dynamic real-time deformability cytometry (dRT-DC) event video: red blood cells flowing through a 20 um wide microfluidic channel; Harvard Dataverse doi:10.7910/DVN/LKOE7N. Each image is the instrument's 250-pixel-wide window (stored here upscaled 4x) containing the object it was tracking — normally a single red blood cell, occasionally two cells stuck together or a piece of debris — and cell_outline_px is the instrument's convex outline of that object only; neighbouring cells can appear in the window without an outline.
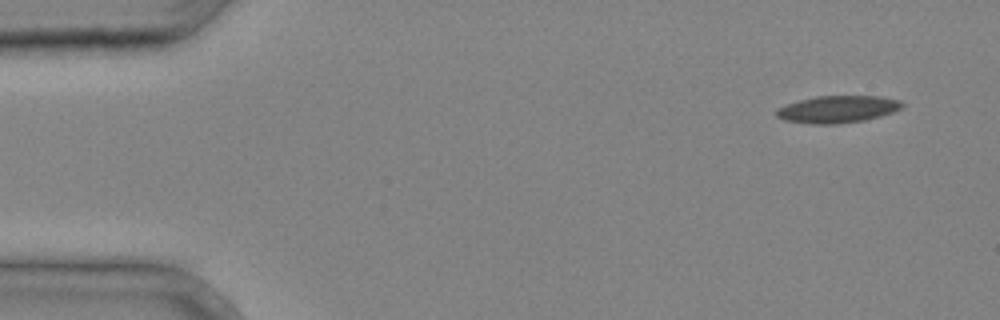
{"species": "common noctule bat (a hibernating species)", "species_latin": "Nyctalus noctula", "temperature_condition": "cold", "stored_images_in_passage": 4, "camera_frame_rate_fps": 3000, "um_per_image_px": 0.085, "animal": {"sex": "male", "body_mass_g": 20.4}, "frame": {"image": 1, "passage_image": 1, "time_ms": 0.0, "image_size_px": [1000, 320], "cell_outline_px": [[904, 104], [900, 108], [892, 112], [880, 116], [864, 120], [836, 124], [812, 124], [784, 120], [776, 116], [776, 108], [800, 100], [816, 96], [880, 96], [900, 100]], "centroid_in_image_um": [71.18, 9.28], "position_along_channel_um": 13.8, "area_um2": 19.77}}
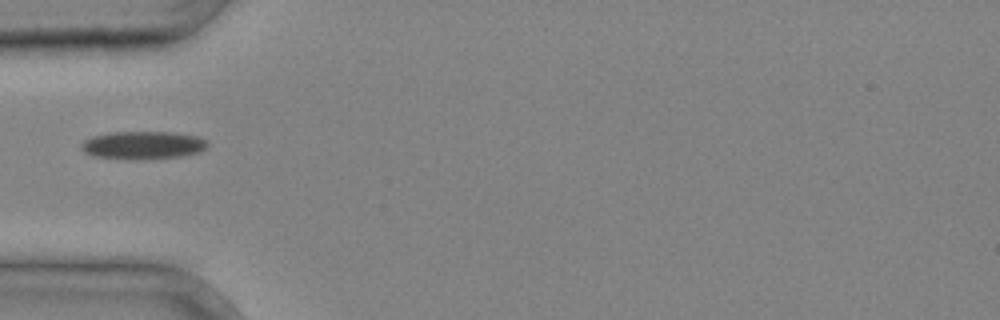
{"frame": {"image": 2, "passage_image": 4, "time_ms": 1.0, "image_size_px": [1000, 320], "cell_outline_px": [[208, 144], [200, 152], [180, 156], [148, 160], [128, 160], [92, 156], [84, 152], [80, 148], [80, 144], [84, 140], [92, 136], [112, 132], [172, 132], [196, 136], [204, 140]], "centroid_in_image_um": [12.08, 12.36], "position_along_channel_um": 72.9, "area_um2": 20.81}}